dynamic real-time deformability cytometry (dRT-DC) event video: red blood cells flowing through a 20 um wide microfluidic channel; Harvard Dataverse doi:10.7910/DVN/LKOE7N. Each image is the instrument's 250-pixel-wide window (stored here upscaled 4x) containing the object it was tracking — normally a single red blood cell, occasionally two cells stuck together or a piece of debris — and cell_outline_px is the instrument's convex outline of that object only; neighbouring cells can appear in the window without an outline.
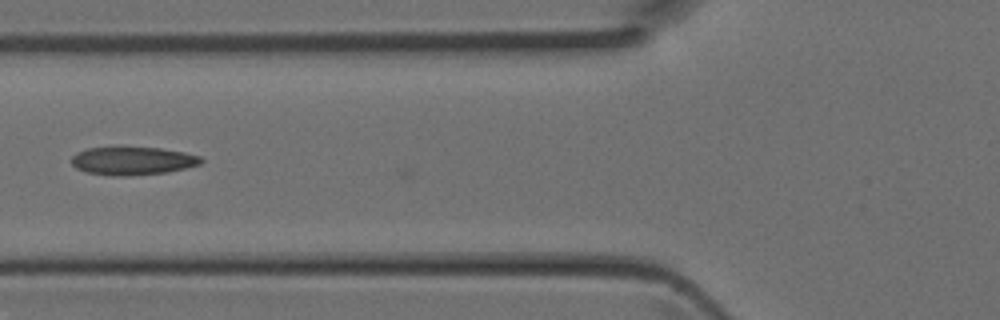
{"species": "Egyptian fruit bat (a non-hibernating species)", "species_latin": "Rousettus aegyptiacus", "temperature_condition": "room temperature", "stored_images_in_passage": 25, "camera_frame_rate_fps": 3000, "um_per_image_px": 0.085, "animal": {"sex": "female"}, "frame": {"image": 1, "passage_image": 3, "time_ms": 0.667, "image_size_px": [1000, 320], "cell_outline_px": [[204, 160], [200, 164], [184, 168], [164, 172], [124, 176], [112, 176], [84, 172], [76, 168], [72, 164], [72, 156], [76, 152], [88, 148], [160, 148], [184, 152], [200, 156]], "centroid_in_image_um": [11.24, 13.68], "position_along_channel_um": 114.6, "area_um2": 20.98}}
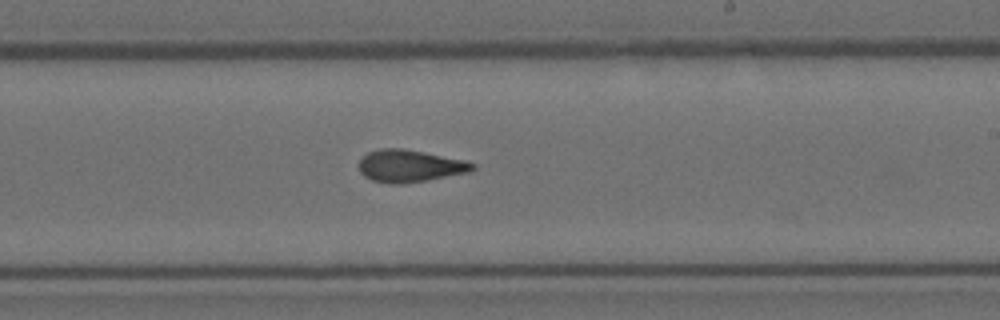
{"frame": {"image": 2, "passage_image": 12, "time_ms": 3.667, "image_size_px": [1000, 320], "cell_outline_px": [[476, 168], [468, 172], [428, 180], [404, 184], [388, 184], [372, 180], [364, 176], [360, 172], [360, 160], [368, 152], [380, 148], [404, 148], [468, 160], [476, 164]], "centroid_in_image_um": [34.87, 14.1], "position_along_channel_um": 254.1, "area_um2": 21.62}}
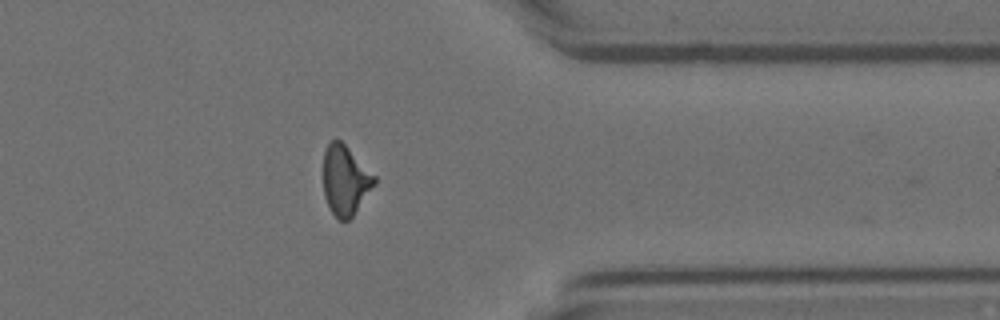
{"frame": {"image": 3, "passage_image": 21, "time_ms": 6.667, "image_size_px": [1000, 320], "cell_outline_px": [[376, 184], [352, 216], [348, 220], [340, 220], [332, 212], [324, 196], [324, 148], [332, 140], [340, 140], [376, 176]], "centroid_in_image_um": [29.35, 15.31], "position_along_channel_um": 382.0, "area_um2": 20.46}}